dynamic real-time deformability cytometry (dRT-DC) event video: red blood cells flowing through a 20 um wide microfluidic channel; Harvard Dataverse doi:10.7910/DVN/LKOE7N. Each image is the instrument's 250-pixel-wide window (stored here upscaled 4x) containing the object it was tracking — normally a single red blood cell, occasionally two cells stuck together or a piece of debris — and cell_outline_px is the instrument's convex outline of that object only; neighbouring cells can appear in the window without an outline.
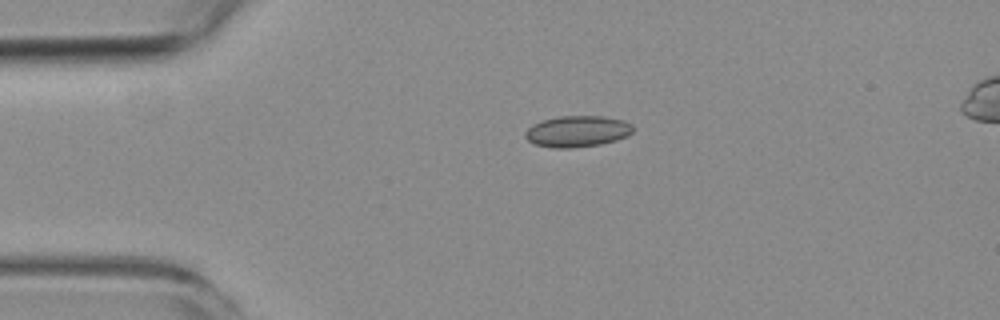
{"species": "common noctule bat (a hibernating species)", "species_latin": "Nyctalus noctula", "temperature_condition": "room temperature", "stored_images_in_passage": 3, "segment_of_instrument_passage": [1, 2], "camera_frame_rate_fps": 3000, "um_per_image_px": 0.085, "animal": {"sex": "female", "body_mass_g": 19.3, "forearm_length_mm": 54.1}, "frame": {"image": 1, "passage_image": 1, "time_ms": 0.0, "image_size_px": [1000, 320], "cell_outline_px": [[632, 132], [628, 136], [616, 140], [600, 144], [572, 148], [552, 148], [536, 144], [528, 140], [524, 136], [524, 132], [532, 124], [540, 120], [560, 116], [604, 116], [624, 120], [632, 124]], "centroid_in_image_um": [49.06, 11.16], "position_along_channel_um": 35.9, "area_um2": 19.77}}